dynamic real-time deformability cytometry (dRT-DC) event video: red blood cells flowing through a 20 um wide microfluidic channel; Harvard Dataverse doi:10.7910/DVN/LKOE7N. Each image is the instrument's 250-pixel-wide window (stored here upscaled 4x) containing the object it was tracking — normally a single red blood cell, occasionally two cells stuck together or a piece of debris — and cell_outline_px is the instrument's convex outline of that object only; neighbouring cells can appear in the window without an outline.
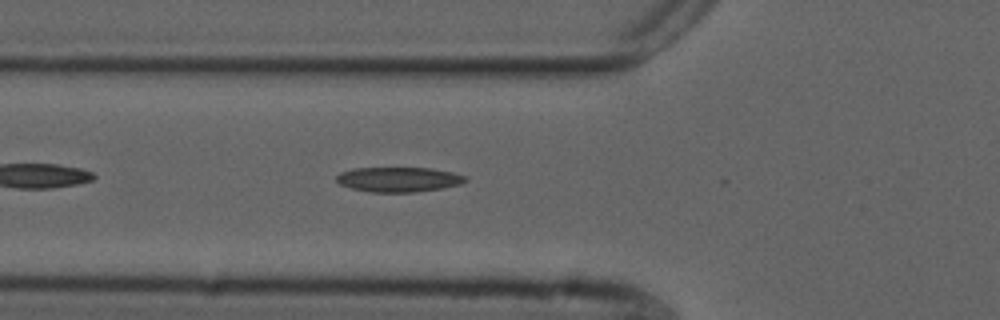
{"species": "common noctule bat (a hibernating species)", "species_latin": "Nyctalus noctula", "temperature_condition": "cold", "stored_images_in_passage": 41, "camera_frame_rate_fps": 3000, "um_per_image_px": 0.085, "animal": {"sex": "male", "forearm_length_mm": 52.5}, "frame": {"image": 1, "passage_image": 6, "time_ms": 1.667, "image_size_px": [1000, 320], "cell_outline_px": [[468, 180], [460, 184], [440, 188], [412, 192], [368, 192], [352, 188], [340, 184], [336, 180], [336, 176], [340, 172], [352, 168], [432, 168], [452, 172], [468, 176]], "centroid_in_image_um": [33.88, 15.24], "position_along_channel_um": 91.9, "area_um2": 18.67}}
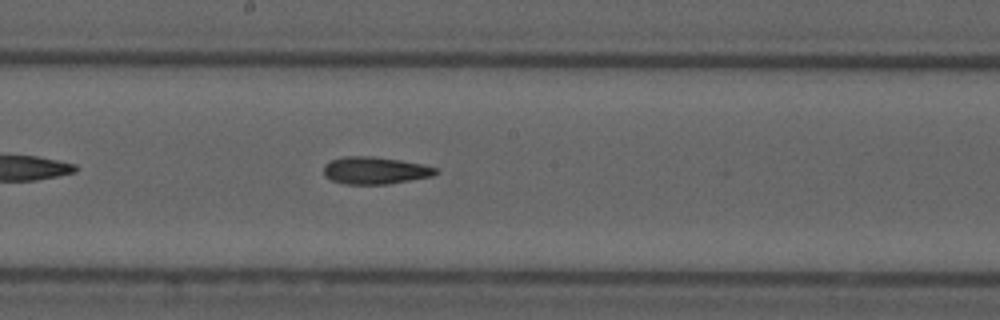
{"frame": {"image": 2, "passage_image": 16, "time_ms": 5.0, "image_size_px": [1000, 320], "cell_outline_px": [[440, 172], [432, 176], [388, 184], [344, 184], [332, 180], [324, 176], [324, 164], [332, 160], [344, 156], [372, 156], [400, 160], [420, 164], [436, 168]], "centroid_in_image_um": [31.86, 14.49], "position_along_channel_um": 216.3, "area_um2": 17.74}}
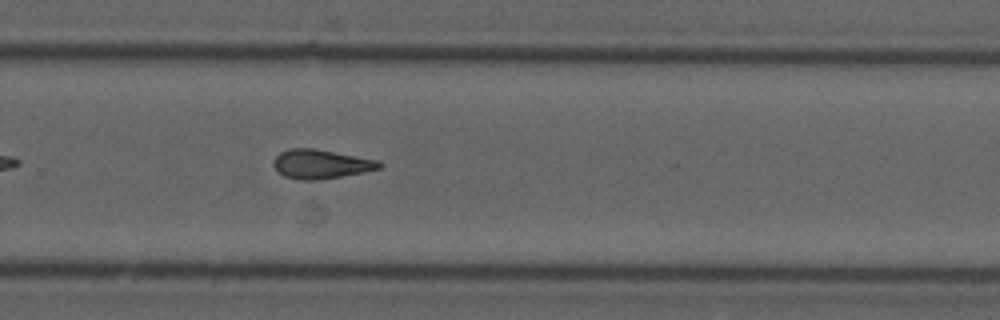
{"frame": {"image": 3, "passage_image": 23, "time_ms": 7.333, "image_size_px": [1000, 320], "cell_outline_px": [[384, 164], [380, 168], [364, 172], [316, 180], [296, 180], [284, 176], [272, 164], [276, 156], [280, 152], [288, 148], [312, 148], [380, 160]], "centroid_in_image_um": [27.29, 13.94], "position_along_channel_um": 302.5, "area_um2": 17.92}}